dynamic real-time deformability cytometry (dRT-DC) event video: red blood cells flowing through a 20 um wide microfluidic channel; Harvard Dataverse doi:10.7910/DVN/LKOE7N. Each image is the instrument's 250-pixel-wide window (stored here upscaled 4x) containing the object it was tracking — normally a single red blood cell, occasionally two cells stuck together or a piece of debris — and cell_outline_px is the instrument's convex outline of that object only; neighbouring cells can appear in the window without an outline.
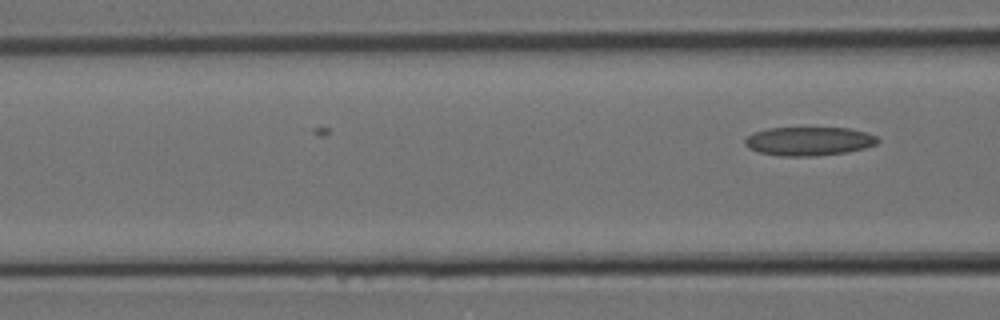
{"species": "Egyptian fruit bat (a non-hibernating species)", "species_latin": "Rousettus aegyptiacus", "temperature_condition": "room temperature", "stored_images_in_passage": 6, "camera_frame_rate_fps": 3000, "um_per_image_px": 0.085, "animal": {"sex": "female"}, "frame": {"image": 1, "passage_image": 6, "time_ms": 1.667, "image_size_px": [1000, 320], "cell_outline_px": [[880, 140], [876, 144], [864, 148], [848, 152], [816, 156], [780, 156], [760, 152], [748, 148], [744, 144], [744, 140], [752, 132], [768, 128], [852, 128], [876, 136]], "centroid_in_image_um": [68.74, 12.0], "position_along_channel_um": 97.9, "area_um2": 22.31}}